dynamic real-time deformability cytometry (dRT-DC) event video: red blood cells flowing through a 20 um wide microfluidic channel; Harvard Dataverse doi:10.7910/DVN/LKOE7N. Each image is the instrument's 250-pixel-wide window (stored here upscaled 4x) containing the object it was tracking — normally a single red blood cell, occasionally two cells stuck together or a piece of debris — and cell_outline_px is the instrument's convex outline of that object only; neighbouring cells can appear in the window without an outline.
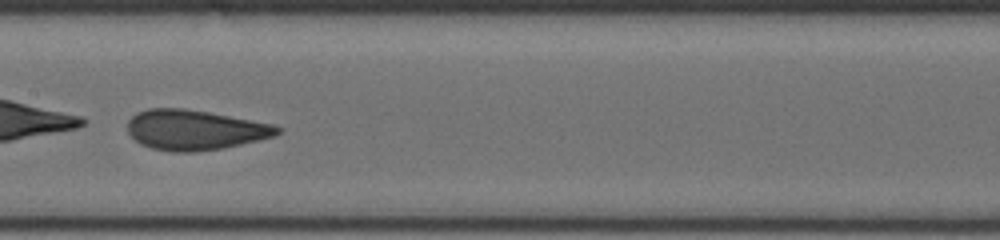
{"species": "human", "species_latin": "Homo sapiens", "temperature_condition": "cold", "stored_images_in_passage": 46, "camera_frame_rate_fps": 3000, "um_per_image_px": 0.085, "donor": {"sex": "male"}, "frame": {"image": 1, "passage_image": 26, "time_ms": 10.667, "image_size_px": [1000, 240], "cell_outline_px": [[284, 128], [276, 136], [260, 140], [224, 148], [196, 152], [172, 152], [152, 148], [140, 144], [128, 132], [128, 120], [136, 112], [148, 108], [184, 108], [208, 112], [276, 124]], "centroid_in_image_um": [16.6, 11.04], "position_along_channel_um": 190.8, "area_um2": 35.37}, "authors_computed_cell_mechanics": {"area_um2": 34.5355, "velocity_mm_per_s": 3.7312, "shape_relaxation_time_tau1_ms": 1.2589, "shape_relaxation_time_tau2_ms": 0.7083, "deformation_change_tau1": 0.2611, "deformation_change_tau2": 0.0894}}